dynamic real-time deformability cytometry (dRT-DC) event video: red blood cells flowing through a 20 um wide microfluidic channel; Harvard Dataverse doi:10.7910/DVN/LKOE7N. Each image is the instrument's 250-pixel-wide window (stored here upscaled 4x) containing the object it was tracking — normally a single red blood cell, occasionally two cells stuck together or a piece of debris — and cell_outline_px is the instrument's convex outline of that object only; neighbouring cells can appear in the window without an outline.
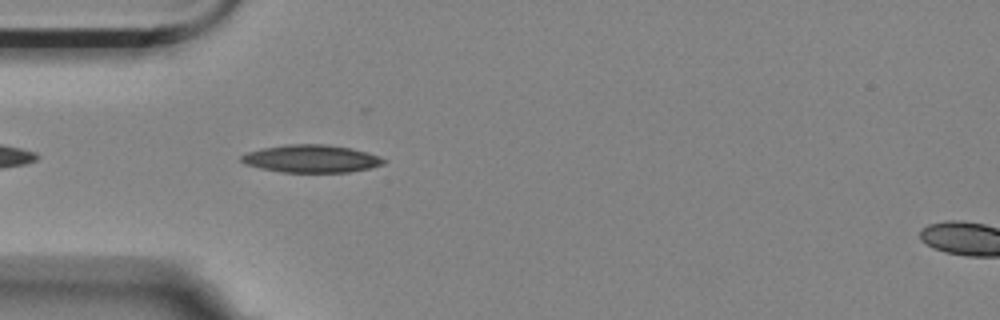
{"species": "Egyptian fruit bat (a non-hibernating species)", "species_latin": "Rousettus aegyptiacus", "temperature_condition": "room temperature", "stored_images_in_passage": 22, "camera_frame_rate_fps": 3000, "um_per_image_px": 0.085, "animal": {"sex": "female"}, "frame": {"image": 1, "passage_image": 3, "time_ms": 0.667, "image_size_px": [1000, 320], "cell_outline_px": [[388, 160], [384, 164], [368, 168], [348, 172], [280, 172], [260, 168], [244, 164], [240, 160], [240, 156], [248, 152], [264, 148], [288, 144], [324, 144], [352, 148], [380, 156]], "centroid_in_image_um": [26.47, 13.49], "position_along_channel_um": 58.5, "area_um2": 22.95}}
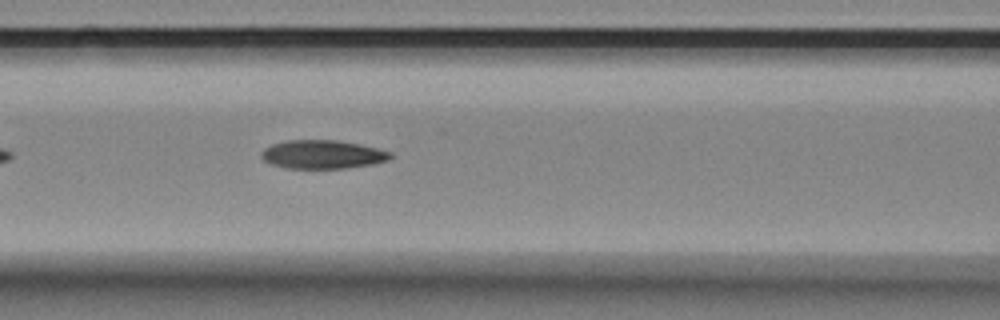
{"frame": {"image": 2, "passage_image": 10, "time_ms": 3.0, "image_size_px": [1000, 320], "cell_outline_px": [[392, 156], [388, 160], [372, 164], [348, 168], [284, 168], [272, 164], [264, 160], [260, 156], [260, 152], [264, 148], [272, 144], [288, 140], [336, 140], [376, 148], [392, 152]], "centroid_in_image_um": [27.38, 13.13], "position_along_channel_um": 139.2, "area_um2": 21.39}}
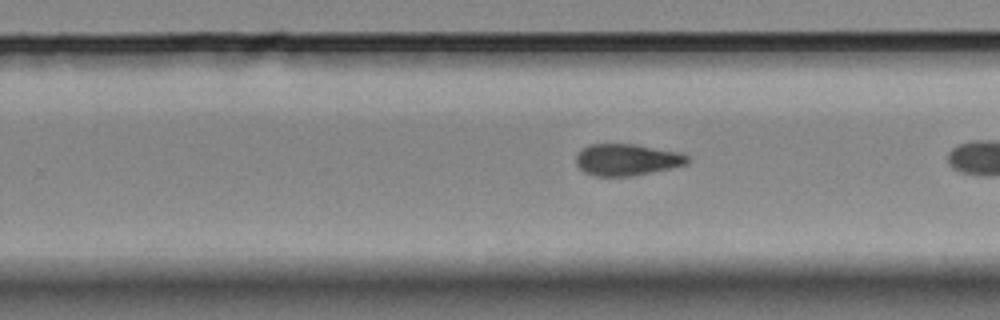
{"frame": {"image": 3, "passage_image": 19, "time_ms": 6.0, "image_size_px": [1000, 320], "cell_outline_px": [[692, 160], [688, 164], [632, 176], [596, 176], [584, 172], [576, 164], [576, 156], [588, 144], [636, 144], [680, 152], [688, 156]], "centroid_in_image_um": [53.32, 13.57], "position_along_channel_um": 276.5, "area_um2": 20.58}}